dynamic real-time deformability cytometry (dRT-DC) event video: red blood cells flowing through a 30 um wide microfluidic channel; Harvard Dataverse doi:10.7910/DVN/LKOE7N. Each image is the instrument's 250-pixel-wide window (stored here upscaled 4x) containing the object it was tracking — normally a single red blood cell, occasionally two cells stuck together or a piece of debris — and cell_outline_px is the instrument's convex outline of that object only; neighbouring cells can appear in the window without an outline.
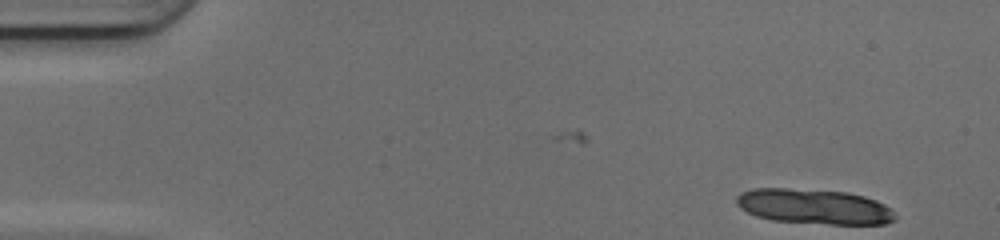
{"species": "common noctule bat (a hibernating species)", "species_latin": "Nyctalus noctula", "temperature_condition": "cold", "stored_images_in_passage": 2, "camera_frame_rate_fps": 3000, "um_per_image_px": 0.085, "animal": {"sex": "female", "body_mass_g": 17.0, "forearm_length_mm": 48.0}, "frame": {"image": 1, "passage_image": 2, "time_ms": 0.333, "image_size_px": [1000, 240], "cell_outline_px": [[896, 220], [884, 224], [828, 224], [772, 220], [756, 216], [740, 208], [736, 204], [736, 196], [740, 192], [752, 188], [788, 188], [848, 192], [864, 196], [876, 200], [884, 204], [896, 216]], "centroid_in_image_um": [69.17, 17.55], "position_along_channel_um": 15.8, "area_um2": 32.54}}